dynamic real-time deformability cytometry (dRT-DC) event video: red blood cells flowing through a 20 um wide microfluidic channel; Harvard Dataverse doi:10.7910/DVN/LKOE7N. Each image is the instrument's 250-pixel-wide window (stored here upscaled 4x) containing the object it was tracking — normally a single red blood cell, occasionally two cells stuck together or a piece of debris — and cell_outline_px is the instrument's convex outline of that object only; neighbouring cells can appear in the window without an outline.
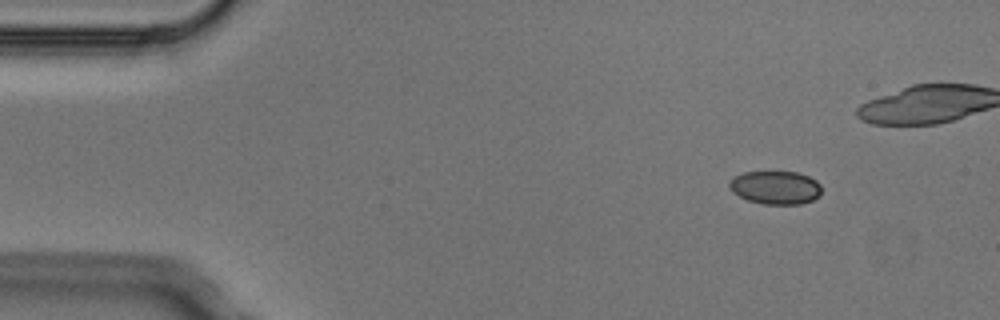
{"species": "Egyptian fruit bat (a non-hibernating species)", "species_latin": "Rousettus aegyptiacus", "temperature_condition": "cold", "stored_images_in_passage": 6, "camera_frame_rate_fps": 3000, "um_per_image_px": 0.085, "animal": {"sex": "male"}, "frame": {"image": 1, "passage_image": 2, "time_ms": 0.333, "image_size_px": [1000, 320], "cell_outline_px": [[820, 196], [812, 200], [800, 204], [764, 204], [748, 200], [732, 192], [728, 188], [728, 180], [744, 172], [796, 172], [808, 176], [816, 180], [820, 184]], "centroid_in_image_um": [65.9, 15.94], "position_along_channel_um": 19.1, "area_um2": 17.92}}